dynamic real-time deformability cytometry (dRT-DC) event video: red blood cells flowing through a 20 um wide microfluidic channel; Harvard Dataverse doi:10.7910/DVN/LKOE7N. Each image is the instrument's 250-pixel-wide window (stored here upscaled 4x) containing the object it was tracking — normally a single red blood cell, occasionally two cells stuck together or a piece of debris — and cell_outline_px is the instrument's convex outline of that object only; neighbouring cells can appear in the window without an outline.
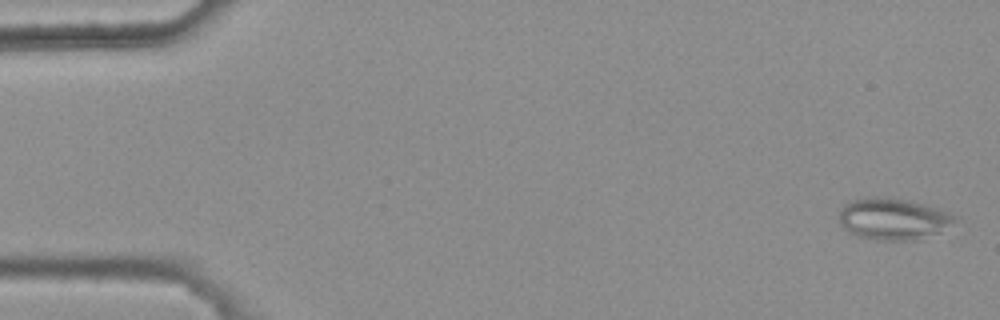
{"species": "common noctule bat (a hibernating species)", "species_latin": "Nyctalus noctula", "temperature_condition": "warm", "stored_images_in_passage": 5, "camera_frame_rate_fps": 3000, "um_per_image_px": 0.085, "animal": {"sex": "female", "body_mass_g": 25.1}, "frame": {"image": 1, "passage_image": 1, "time_ms": 0.0, "image_size_px": [1000, 320], "cell_outline_px": [[960, 216], [956, 220], [940, 232], [916, 240], [876, 240], [856, 236], [848, 232], [840, 224], [840, 208], [844, 204], [852, 200], [868, 196], [908, 200], [940, 208]], "centroid_in_image_um": [75.93, 18.61], "position_along_channel_um": 9.1, "area_um2": 28.26}}